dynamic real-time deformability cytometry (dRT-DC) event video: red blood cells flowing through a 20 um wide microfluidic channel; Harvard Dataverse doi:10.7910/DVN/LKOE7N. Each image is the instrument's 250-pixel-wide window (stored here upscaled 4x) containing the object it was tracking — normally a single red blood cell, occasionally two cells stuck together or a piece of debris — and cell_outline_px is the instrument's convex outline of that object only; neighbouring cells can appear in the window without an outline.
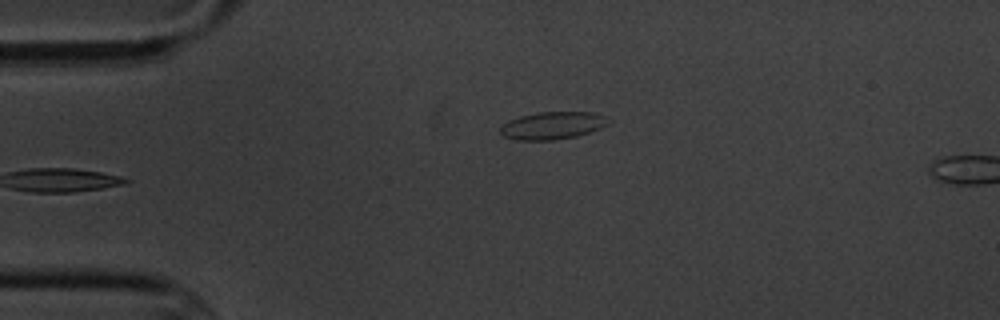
{"species": "common noctule bat (a hibernating species)", "species_latin": "Nyctalus noctula", "temperature_condition": "cold", "stored_images_in_passage": 4, "camera_frame_rate_fps": 3000, "um_per_image_px": 0.085, "animal": {"sex": "male", "body_mass_g": 20.1, "forearm_length_mm": 53.5}, "frame": {"image": 1, "passage_image": 4, "time_ms": 3.333, "image_size_px": [1000, 320], "cell_outline_px": [[612, 120], [608, 124], [600, 128], [576, 136], [556, 140], [516, 140], [504, 136], [500, 132], [500, 124], [508, 120], [520, 116], [536, 112], [596, 112]], "centroid_in_image_um": [46.95, 10.66], "position_along_channel_um": 38.1, "area_um2": 17.51}}